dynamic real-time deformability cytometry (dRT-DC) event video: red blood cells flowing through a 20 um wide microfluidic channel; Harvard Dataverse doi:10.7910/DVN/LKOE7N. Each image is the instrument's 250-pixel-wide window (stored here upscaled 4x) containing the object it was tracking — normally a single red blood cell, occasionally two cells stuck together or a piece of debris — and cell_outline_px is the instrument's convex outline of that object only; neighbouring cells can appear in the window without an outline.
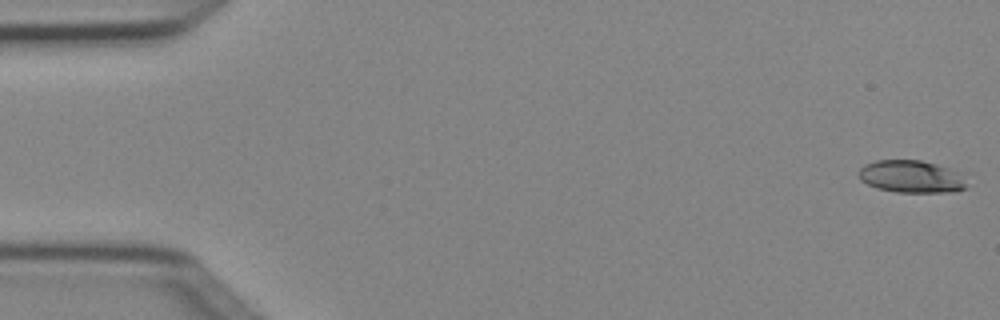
{"species": "Egyptian fruit bat (a non-hibernating species)", "species_latin": "Rousettus aegyptiacus", "temperature_condition": "cold", "stored_images_in_passage": 5, "camera_frame_rate_fps": 3000, "um_per_image_px": 0.085, "animal": {"sex": "female"}, "frame": {"image": 1, "passage_image": 1, "time_ms": 0.0, "image_size_px": [1000, 320], "cell_outline_px": [[968, 188], [952, 192], [896, 192], [876, 188], [860, 180], [856, 172], [864, 164], [876, 160], [920, 160], [936, 164], [960, 172], [968, 184]], "centroid_in_image_um": [77.45, 15.01], "position_along_channel_um": 7.5, "area_um2": 20.69}}